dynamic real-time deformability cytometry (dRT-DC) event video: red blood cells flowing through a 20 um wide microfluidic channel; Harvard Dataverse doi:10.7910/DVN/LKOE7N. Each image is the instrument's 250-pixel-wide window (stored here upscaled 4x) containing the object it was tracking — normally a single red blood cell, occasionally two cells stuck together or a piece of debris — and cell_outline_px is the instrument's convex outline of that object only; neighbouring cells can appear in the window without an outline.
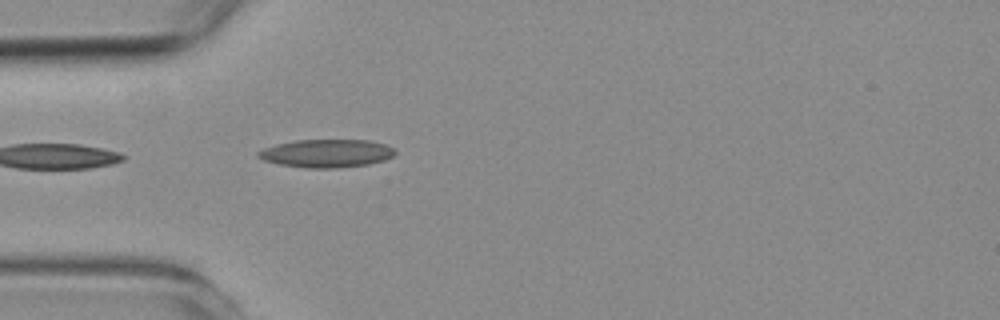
{"species": "common noctule bat (a hibernating species)", "species_latin": "Nyctalus noctula", "temperature_condition": "room temperature", "stored_images_in_passage": 4, "camera_frame_rate_fps": 3000, "um_per_image_px": 0.085, "animal": {"sex": "female", "body_mass_g": 19.3, "forearm_length_mm": 54.1}, "frame": {"image": 1, "passage_image": 1, "time_ms": 0.0, "image_size_px": [1000, 320], "cell_outline_px": [[396, 152], [392, 156], [384, 160], [368, 164], [336, 168], [308, 168], [280, 164], [264, 160], [256, 156], [256, 152], [264, 148], [276, 144], [296, 140], [368, 140], [388, 144], [396, 148]], "centroid_in_image_um": [27.78, 13.02], "position_along_channel_um": 57.2, "area_um2": 22.48}}